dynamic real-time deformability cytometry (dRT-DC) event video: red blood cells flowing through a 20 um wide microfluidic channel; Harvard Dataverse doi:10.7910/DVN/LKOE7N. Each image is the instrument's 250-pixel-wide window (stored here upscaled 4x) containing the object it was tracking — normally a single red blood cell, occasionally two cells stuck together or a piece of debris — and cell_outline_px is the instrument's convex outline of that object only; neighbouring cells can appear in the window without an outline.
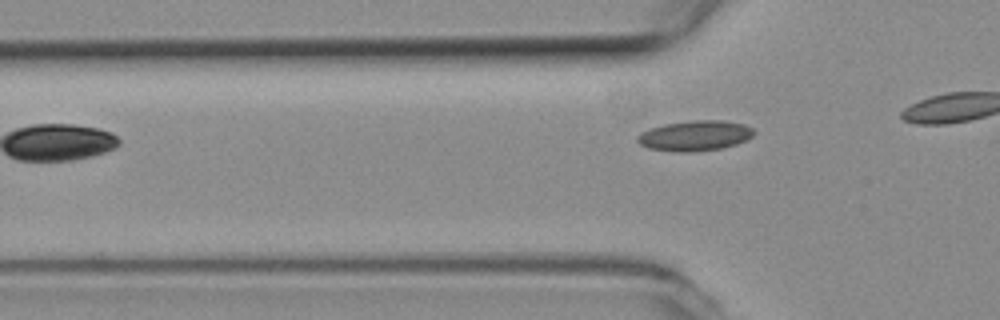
{"species": "common noctule bat (a hibernating species)", "species_latin": "Nyctalus noctula", "temperature_condition": "room temperature", "stored_images_in_passage": 4, "camera_frame_rate_fps": 3000, "um_per_image_px": 0.085, "animal": {"sex": "female", "body_mass_g": 19.3, "forearm_length_mm": 54.1}, "frame": {"image": 1, "passage_image": 2, "time_ms": 0.333, "image_size_px": [1000, 320], "cell_outline_px": [[756, 132], [752, 136], [736, 144], [720, 148], [692, 152], [672, 152], [648, 148], [640, 144], [636, 140], [636, 136], [640, 132], [664, 124], [692, 120], [724, 120], [744, 124], [752, 128]], "centroid_in_image_um": [59.04, 11.53], "position_along_channel_um": 66.8, "area_um2": 20.63}}